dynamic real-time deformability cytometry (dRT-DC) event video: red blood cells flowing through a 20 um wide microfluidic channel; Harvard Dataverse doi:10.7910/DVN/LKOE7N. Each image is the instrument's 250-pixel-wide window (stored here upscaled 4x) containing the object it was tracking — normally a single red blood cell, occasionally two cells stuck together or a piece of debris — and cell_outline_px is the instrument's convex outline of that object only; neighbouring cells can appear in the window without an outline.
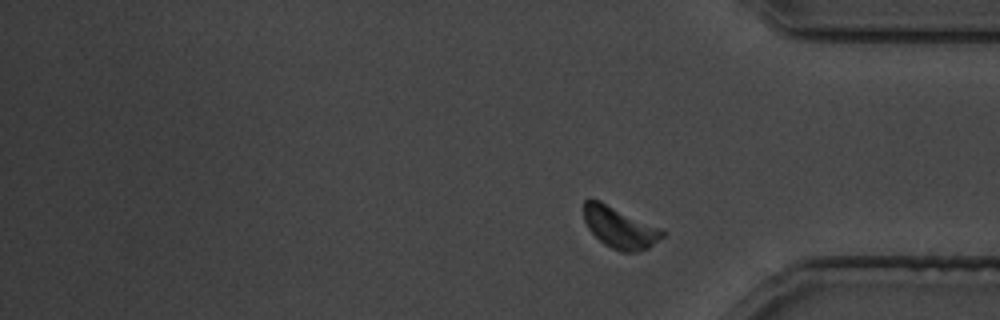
{"species": "common noctule bat (a hibernating species)", "species_latin": "Nyctalus noctula", "temperature_condition": "cold", "stored_images_in_passage": 30, "segment_of_instrument_passage": [2, 2], "camera_frame_rate_fps": 3000, "um_per_image_px": 0.085, "animal": {"sex": "male", "body_mass_g": 19.5, "forearm_length_mm": 54.6}, "frame": {"image": 1, "passage_image": 30, "time_ms": 36.333, "image_size_px": [1000, 320], "cell_outline_px": [[664, 236], [648, 248], [636, 252], [620, 252], [604, 244], [588, 228], [584, 220], [584, 200], [588, 196], [600, 200], [660, 228], [664, 232]], "centroid_in_image_um": [52.64, 19.32], "position_along_channel_um": 382.6, "area_um2": 18.9}}